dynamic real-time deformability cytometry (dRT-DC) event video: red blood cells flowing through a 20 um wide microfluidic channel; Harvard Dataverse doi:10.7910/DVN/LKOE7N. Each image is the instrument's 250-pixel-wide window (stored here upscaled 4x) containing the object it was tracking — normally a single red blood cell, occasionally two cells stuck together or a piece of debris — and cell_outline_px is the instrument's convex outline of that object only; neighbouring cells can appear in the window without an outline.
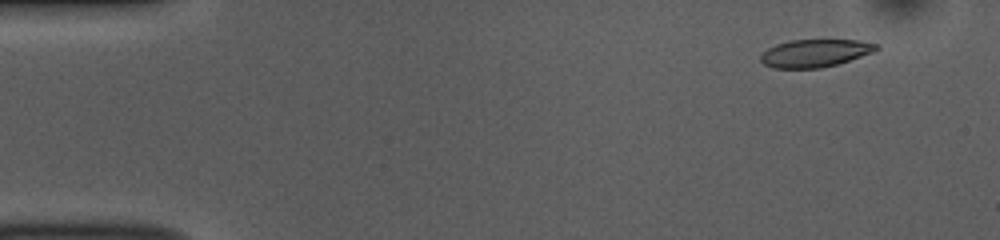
{"species": "common noctule bat (a hibernating species)", "species_latin": "Nyctalus noctula", "temperature_condition": "room temperature", "stored_images_in_passage": 54, "camera_frame_rate_fps": 3000, "um_per_image_px": 0.085, "animal": {"sex": "female", "body_mass_g": 10.0, "forearm_length_mm": 53.1}, "frame": {"image": 1, "passage_image": 5, "time_ms": 1.333, "image_size_px": [1000, 240], "cell_outline_px": [[880, 48], [876, 52], [836, 64], [820, 68], [772, 68], [764, 64], [760, 60], [760, 56], [768, 48], [776, 44], [788, 40], [860, 40], [880, 44]], "centroid_in_image_um": [69.32, 4.51], "position_along_channel_um": 15.7, "area_um2": 18.84}}
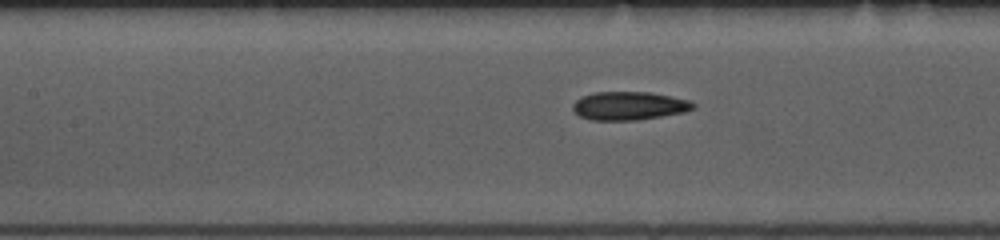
{"frame": {"image": 2, "passage_image": 24, "time_ms": 7.667, "image_size_px": [1000, 240], "cell_outline_px": [[696, 108], [684, 112], [636, 120], [592, 120], [580, 116], [572, 108], [572, 104], [576, 100], [584, 96], [596, 92], [652, 92], [692, 100], [696, 104]], "centroid_in_image_um": [53.53, 8.98], "position_along_channel_um": 153.9, "area_um2": 19.94}}
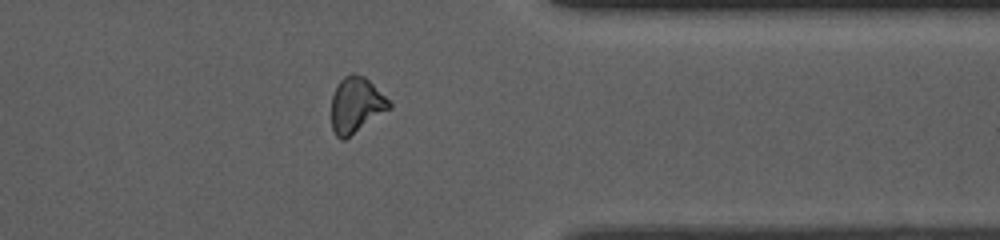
{"frame": {"image": 3, "passage_image": 43, "time_ms": 14.0, "image_size_px": [1000, 240], "cell_outline_px": [[392, 108], [344, 140], [340, 140], [336, 136], [332, 128], [332, 96], [340, 80], [344, 76], [352, 72], [364, 76], [392, 104]], "centroid_in_image_um": [30.26, 8.94], "position_along_channel_um": 381.1, "area_um2": 18.61}, "authors_computed_cell_mechanics": {"area_um2": 19.652, "velocity_mm_per_s": 3.7406, "shape_relaxation_time_tau1_ms": 3.5711, "shape_relaxation_time_tau2_ms": 3.7118, "deformation_change_tau1": 0.124, "deformation_change_tau2": 0.1158}}